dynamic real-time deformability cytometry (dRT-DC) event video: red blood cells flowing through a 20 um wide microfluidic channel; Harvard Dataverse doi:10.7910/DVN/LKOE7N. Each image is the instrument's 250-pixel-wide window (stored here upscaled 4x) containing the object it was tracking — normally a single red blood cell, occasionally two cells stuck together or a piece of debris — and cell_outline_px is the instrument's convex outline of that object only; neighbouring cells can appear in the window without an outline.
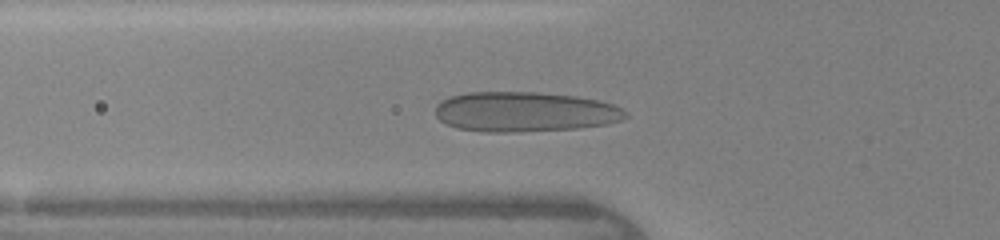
{"species": "human", "species_latin": "Homo sapiens", "temperature_condition": "warm", "stored_images_in_passage": 41, "camera_frame_rate_fps": 3000, "um_per_image_px": 0.085, "donor": {"sex": "female"}, "frame": {"image": 1, "passage_image": 13, "time_ms": 4.0, "image_size_px": [1000, 240], "cell_outline_px": [[628, 116], [620, 120], [608, 124], [576, 128], [516, 132], [480, 132], [456, 128], [440, 120], [436, 116], [436, 104], [440, 100], [448, 96], [468, 92], [536, 92], [576, 96], [600, 100], [612, 104], [628, 112]], "centroid_in_image_um": [44.58, 9.5], "position_along_channel_um": 81.2, "area_um2": 44.62}}
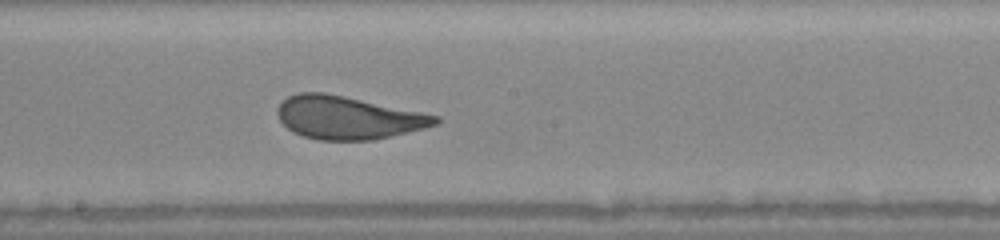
{"frame": {"image": 2, "passage_image": 22, "time_ms": 7.0, "image_size_px": [1000, 240], "cell_outline_px": [[440, 120], [436, 124], [424, 128], [372, 140], [320, 140], [304, 136], [292, 132], [280, 120], [276, 112], [276, 108], [288, 96], [300, 92], [324, 92], [344, 96], [440, 116]], "centroid_in_image_um": [29.54, 9.99], "position_along_channel_um": 218.7, "area_um2": 39.19}}
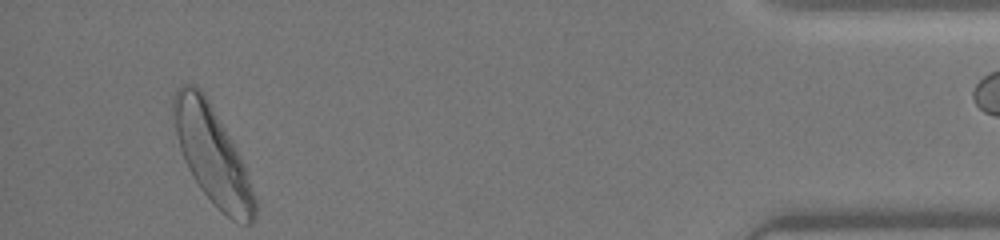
{"frame": {"image": 3, "passage_image": 39, "time_ms": 12.667, "image_size_px": [1000, 240], "cell_outline_px": [[256, 216], [252, 224], [244, 224], [232, 220], [200, 188], [188, 168], [184, 160], [180, 148], [176, 132], [172, 108], [172, 96], [176, 88], [180, 84], [192, 84], [200, 88], [204, 92], [232, 140], [244, 164], [256, 196]], "centroid_in_image_um": [18.05, 13.14], "position_along_channel_um": 417.1, "area_um2": 45.6}}